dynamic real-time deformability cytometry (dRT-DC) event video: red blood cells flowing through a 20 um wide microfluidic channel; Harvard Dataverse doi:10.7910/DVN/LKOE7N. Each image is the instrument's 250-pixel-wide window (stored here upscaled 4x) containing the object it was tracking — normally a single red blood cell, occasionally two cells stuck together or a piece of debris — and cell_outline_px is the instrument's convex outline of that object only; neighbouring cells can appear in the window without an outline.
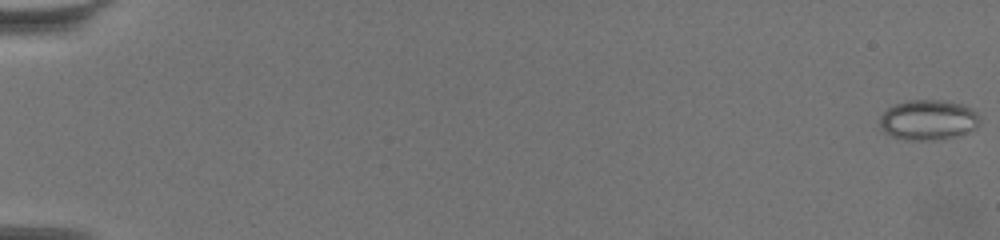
{"species": "common noctule bat (a hibernating species)", "species_latin": "Nyctalus noctula", "temperature_condition": "warm", "stored_images_in_passage": 64, "camera_frame_rate_fps": 3000, "um_per_image_px": 0.085, "animal": {"sex": "female", "body_mass_g": 19.5, "forearm_length_mm": 54.1}, "frame": {"image": 1, "passage_image": 1, "time_ms": 0.0, "image_size_px": [1000, 240], "cell_outline_px": [[980, 120], [976, 128], [960, 136], [944, 140], [904, 140], [892, 136], [884, 132], [880, 128], [880, 116], [888, 108], [896, 104], [912, 100], [944, 100], [964, 104], [972, 108], [976, 112]], "centroid_in_image_um": [78.93, 10.21], "position_along_channel_um": 6.1, "area_um2": 23.81}}
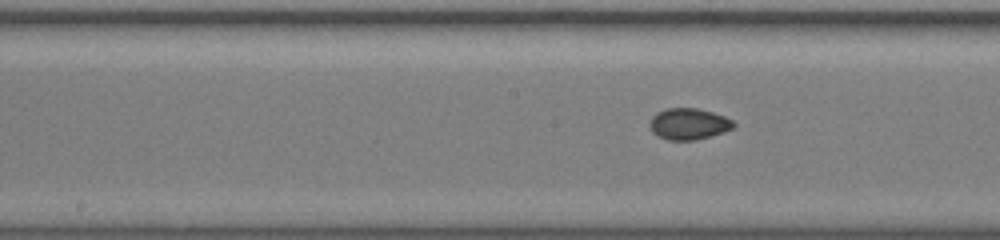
{"frame": {"image": 2, "passage_image": 35, "time_ms": 11.333, "image_size_px": [1000, 240], "cell_outline_px": [[736, 124], [732, 128], [724, 132], [712, 136], [696, 140], [668, 140], [656, 136], [652, 132], [648, 124], [652, 116], [656, 112], [668, 108], [696, 108], [712, 112], [724, 116], [732, 120]], "centroid_in_image_um": [58.51, 10.54], "position_along_channel_um": 189.7, "area_um2": 15.49}}
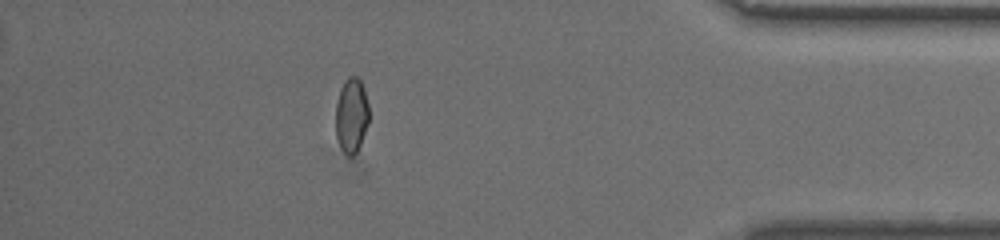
{"frame": {"image": 3, "passage_image": 57, "time_ms": 18.667, "image_size_px": [1000, 240], "cell_outline_px": [[368, 124], [360, 144], [356, 152], [352, 156], [348, 156], [344, 152], [336, 136], [336, 104], [340, 88], [344, 80], [348, 76], [356, 76], [360, 80], [364, 88], [368, 104]], "centroid_in_image_um": [29.87, 9.76], "position_along_channel_um": 405.3, "area_um2": 14.45}, "authors_computed_cell_mechanics": {"area_um2": 15.2592, "velocity_mm_per_s": 3.4149, "shape_relaxation_time_tau1_ms": null, "shape_relaxation_time_tau2_ms": 1.4977, "deformation_change_tau1": null, "deformation_change_tau2": 0.0422}}